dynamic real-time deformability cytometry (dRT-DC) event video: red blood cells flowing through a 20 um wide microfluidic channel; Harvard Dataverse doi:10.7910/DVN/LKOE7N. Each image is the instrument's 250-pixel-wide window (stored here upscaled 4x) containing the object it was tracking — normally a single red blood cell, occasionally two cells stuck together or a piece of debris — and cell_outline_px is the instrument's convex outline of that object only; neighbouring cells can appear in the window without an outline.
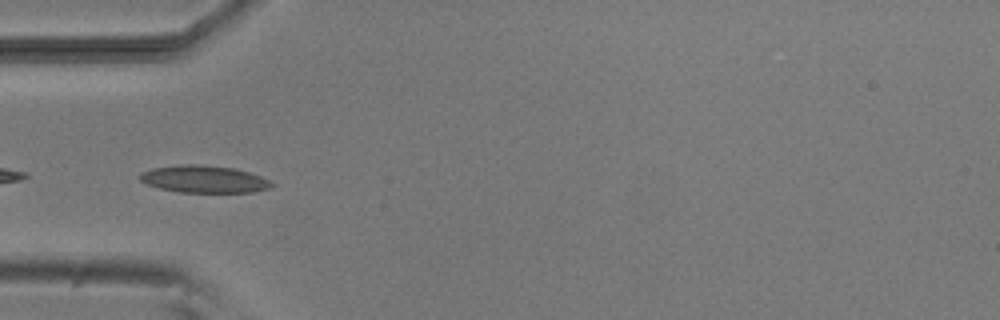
{"species": "common noctule bat (a hibernating species)", "species_latin": "Nyctalus noctula", "temperature_condition": "room temperature", "stored_images_in_passage": 8, "camera_frame_rate_fps": 3000, "um_per_image_px": 0.085, "animal": {"sex": "male", "body_mass_g": 20.5, "forearm_length_mm": 52.5}, "frame": {"image": 1, "passage_image": 5, "time_ms": 1.333, "image_size_px": [1000, 320], "cell_outline_px": [[276, 184], [272, 188], [252, 192], [180, 192], [160, 188], [148, 184], [140, 180], [140, 172], [152, 168], [176, 164], [200, 164], [232, 168], [248, 172], [260, 176]], "centroid_in_image_um": [17.34, 15.22], "position_along_channel_um": 67.7, "area_um2": 20.92}}